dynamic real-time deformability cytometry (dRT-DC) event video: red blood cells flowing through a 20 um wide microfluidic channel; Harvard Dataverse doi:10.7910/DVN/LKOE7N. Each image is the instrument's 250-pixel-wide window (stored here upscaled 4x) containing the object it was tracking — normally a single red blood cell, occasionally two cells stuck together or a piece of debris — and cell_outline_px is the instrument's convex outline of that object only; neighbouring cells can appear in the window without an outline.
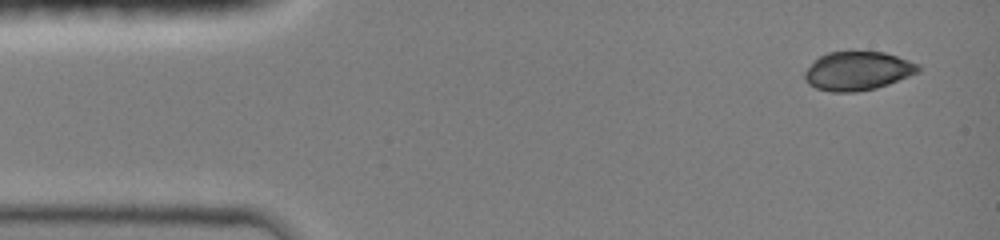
{"species": "common noctule bat (a hibernating species)", "species_latin": "Nyctalus noctula", "temperature_condition": "room temperature", "stored_images_in_passage": 5, "camera_frame_rate_fps": 3000, "um_per_image_px": 0.085, "animal": {"sex": "female", "body_mass_g": 19.0, "forearm_length_mm": 51.5}, "frame": {"image": 1, "passage_image": 1, "time_ms": 0.0, "image_size_px": [1000, 240], "cell_outline_px": [[920, 72], [888, 84], [876, 88], [856, 92], [832, 92], [816, 88], [808, 84], [804, 80], [804, 72], [820, 56], [828, 52], [884, 52], [920, 64]], "centroid_in_image_um": [72.91, 6.04], "position_along_channel_um": 12.1, "area_um2": 25.55}}
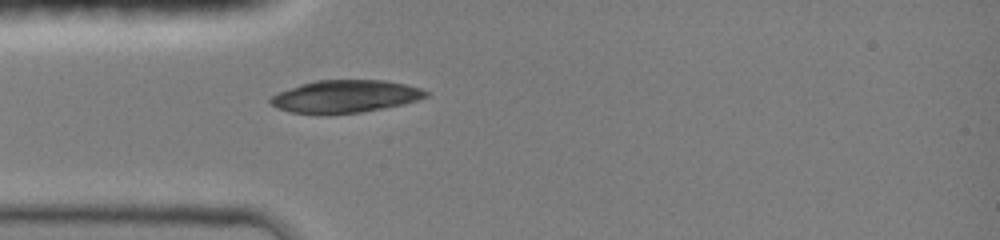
{"frame": {"image": 2, "passage_image": 5, "time_ms": 3.333, "image_size_px": [1000, 240], "cell_outline_px": [[428, 96], [404, 104], [360, 112], [328, 116], [292, 112], [276, 108], [268, 100], [276, 92], [300, 84], [316, 80], [384, 80], [408, 84], [420, 88], [428, 92]], "centroid_in_image_um": [29.3, 8.21], "position_along_channel_um": 55.7, "area_um2": 29.94}}